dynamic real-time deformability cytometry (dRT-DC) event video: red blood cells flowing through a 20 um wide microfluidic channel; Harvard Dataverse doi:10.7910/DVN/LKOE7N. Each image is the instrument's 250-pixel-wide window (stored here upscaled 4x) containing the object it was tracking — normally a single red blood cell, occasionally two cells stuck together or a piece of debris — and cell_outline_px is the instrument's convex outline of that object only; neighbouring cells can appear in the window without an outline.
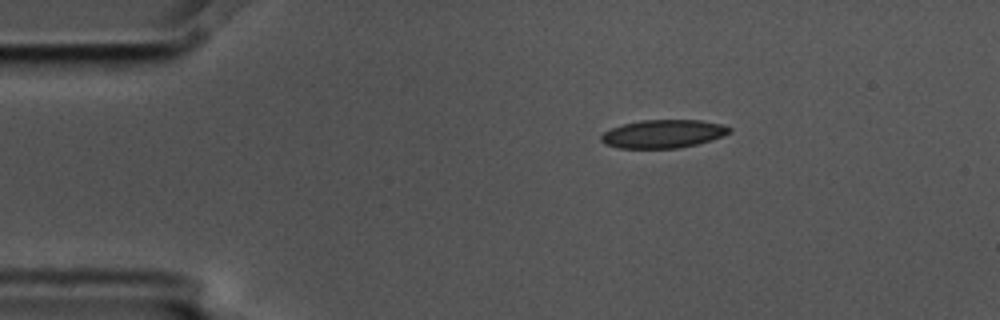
{"species": "common noctule bat (a hibernating species)", "species_latin": "Nyctalus noctula", "temperature_condition": "cold", "stored_images_in_passage": 2, "camera_frame_rate_fps": 3000, "um_per_image_px": 0.085, "animal": {"sex": "male", "body_mass_g": 17.5, "forearm_length_mm": 52.3}, "frame": {"image": 1, "passage_image": 1, "time_ms": 0.0, "image_size_px": [1000, 320], "cell_outline_px": [[732, 132], [712, 140], [696, 144], [676, 148], [620, 148], [604, 144], [600, 140], [600, 136], [604, 132], [612, 128], [624, 124], [640, 120], [700, 120], [720, 124], [732, 128]], "centroid_in_image_um": [56.37, 11.38], "position_along_channel_um": 28.6, "area_um2": 21.04}}